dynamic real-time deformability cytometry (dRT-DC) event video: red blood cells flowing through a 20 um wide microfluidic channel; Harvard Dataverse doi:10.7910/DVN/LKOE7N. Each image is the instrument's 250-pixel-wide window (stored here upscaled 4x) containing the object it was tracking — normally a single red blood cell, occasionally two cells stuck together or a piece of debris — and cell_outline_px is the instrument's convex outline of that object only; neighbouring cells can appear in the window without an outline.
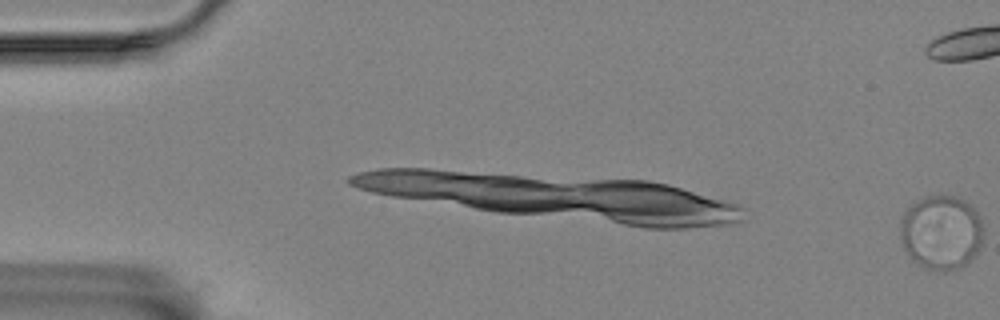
{"species": "Egyptian fruit bat (a non-hibernating species)", "species_latin": "Rousettus aegyptiacus", "temperature_condition": "room temperature", "stored_images_in_passage": 8, "camera_frame_rate_fps": 3000, "um_per_image_px": 0.085, "animal": {"sex": "female"}, "frame": {"image": 1, "passage_image": 8, "time_ms": 2.333, "image_size_px": [1000, 320], "cell_outline_px": [[984, 232], [980, 244], [976, 252], [960, 268], [948, 272], [940, 272], [924, 268], [916, 264], [912, 260], [904, 248], [900, 232], [900, 220], [908, 208], [916, 200], [924, 196], [956, 196], [964, 200], [976, 212], [980, 220]], "centroid_in_image_um": [79.98, 19.77], "position_along_channel_um": 5.0, "area_um2": 36.01}}